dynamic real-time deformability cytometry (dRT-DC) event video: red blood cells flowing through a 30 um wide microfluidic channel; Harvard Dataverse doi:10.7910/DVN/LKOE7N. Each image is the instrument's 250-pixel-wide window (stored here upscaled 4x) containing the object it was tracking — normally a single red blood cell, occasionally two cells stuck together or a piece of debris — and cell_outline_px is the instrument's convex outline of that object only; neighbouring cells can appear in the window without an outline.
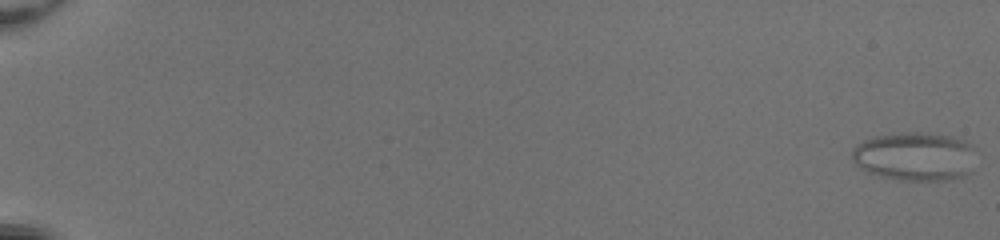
{"species": "common noctule bat (a hibernating species)", "species_latin": "Nyctalus noctula", "temperature_condition": "room temperature", "stored_images_in_passage": 54, "camera_frame_rate_fps": 3000, "um_per_image_px": 0.085, "animal": {"sex": "female", "body_mass_g": 20.0, "forearm_length_mm": 54.0}, "frame": {"image": 1, "passage_image": 1, "time_ms": 0.0, "image_size_px": [1000, 240], "cell_outline_px": [[976, 148], [972, 172], [964, 176], [948, 180], [904, 180], [884, 176], [868, 172], [860, 168], [852, 160], [852, 148], [856, 144], [872, 136], [892, 132], [920, 132], [952, 136], [964, 140], [972, 144]], "centroid_in_image_um": [77.79, 13.27], "position_along_channel_um": 7.2, "area_um2": 35.78}}
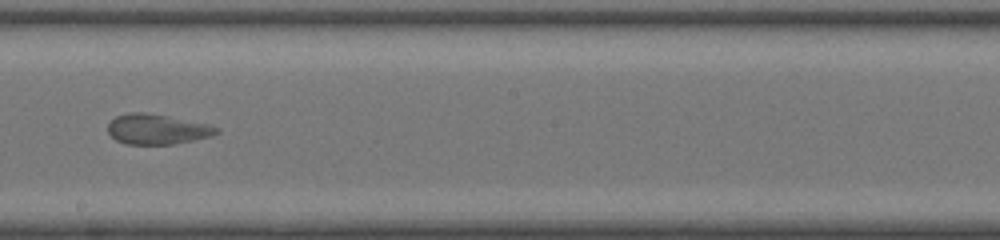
{"frame": {"image": 2, "passage_image": 34, "time_ms": 11.0, "image_size_px": [1000, 240], "cell_outline_px": [[220, 132], [212, 136], [176, 144], [124, 144], [116, 140], [108, 132], [108, 124], [116, 116], [128, 112], [144, 112], [168, 116], [212, 124], [220, 128]], "centroid_in_image_um": [13.4, 10.98], "position_along_channel_um": 234.8, "area_um2": 19.36}}
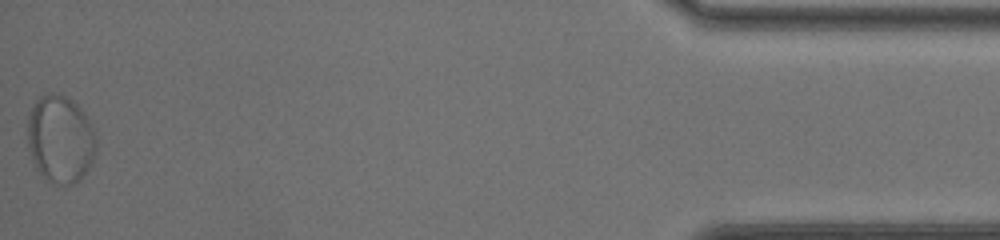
{"frame": {"image": 3, "passage_image": 54, "time_ms": 17.667, "image_size_px": [1000, 240], "cell_outline_px": [[96, 152], [92, 164], [80, 180], [72, 184], [56, 184], [48, 180], [36, 168], [32, 160], [28, 148], [28, 112], [36, 100], [44, 92], [52, 92], [64, 96], [72, 100], [84, 112], [92, 124], [96, 136]], "centroid_in_image_um": [5.14, 11.8], "position_along_channel_um": 430.1, "area_um2": 35.49}}